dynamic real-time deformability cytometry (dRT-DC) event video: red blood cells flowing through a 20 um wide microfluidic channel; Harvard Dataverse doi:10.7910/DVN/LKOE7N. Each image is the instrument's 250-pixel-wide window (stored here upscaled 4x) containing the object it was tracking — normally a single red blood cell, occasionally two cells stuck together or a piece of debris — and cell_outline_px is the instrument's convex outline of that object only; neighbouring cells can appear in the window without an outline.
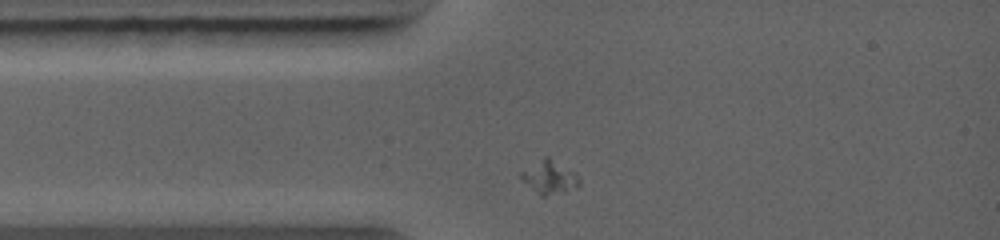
{"species": "common noctule bat (a hibernating species)", "species_latin": "Nyctalus noctula", "temperature_condition": "warm", "stored_images_in_passage": 18, "camera_frame_rate_fps": 5000, "um_per_image_px": 0.085, "animal": {"sex": "female", "body_mass_g": 19.0, "forearm_length_mm": 56.7}, "frame": {"image": 1, "passage_image": 1, "time_ms": 0.0, "image_size_px": [1000, 240], "cell_outline_px": [[580, 184], [576, 188], [564, 192], [544, 196], [540, 196], [520, 176], [520, 172], [544, 156], [548, 156], [572, 172], [580, 180]], "centroid_in_image_um": [46.7, 15.07], "position_along_channel_um": 38.3, "area_um2": 10.87}}